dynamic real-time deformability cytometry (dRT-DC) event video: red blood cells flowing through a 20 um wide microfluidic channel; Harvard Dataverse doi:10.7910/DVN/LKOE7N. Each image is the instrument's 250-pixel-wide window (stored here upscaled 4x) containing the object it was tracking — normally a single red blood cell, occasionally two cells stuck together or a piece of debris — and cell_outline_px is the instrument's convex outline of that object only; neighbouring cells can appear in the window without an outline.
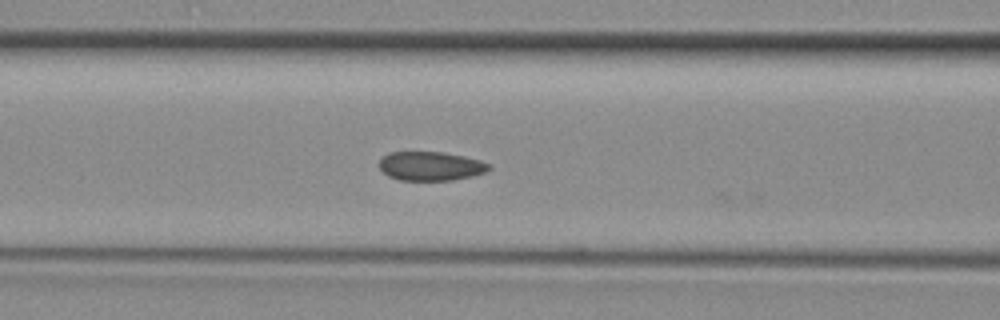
{"species": "common noctule bat (a hibernating species)", "species_latin": "Nyctalus noctula", "temperature_condition": "room temperature", "stored_images_in_passage": 20, "camera_frame_rate_fps": 3000, "um_per_image_px": 0.085, "animal": {"sex": "female", "body_mass_g": 29.2, "forearm_length_mm": 56.3}, "frame": {"image": 1, "passage_image": 19, "time_ms": 6.0, "image_size_px": [1000, 320], "cell_outline_px": [[492, 168], [484, 172], [472, 176], [452, 180], [400, 180], [388, 176], [380, 168], [380, 160], [388, 152], [444, 152], [464, 156], [480, 160], [488, 164]], "centroid_in_image_um": [36.61, 14.11], "position_along_channel_um": 130.0, "area_um2": 18.44}}